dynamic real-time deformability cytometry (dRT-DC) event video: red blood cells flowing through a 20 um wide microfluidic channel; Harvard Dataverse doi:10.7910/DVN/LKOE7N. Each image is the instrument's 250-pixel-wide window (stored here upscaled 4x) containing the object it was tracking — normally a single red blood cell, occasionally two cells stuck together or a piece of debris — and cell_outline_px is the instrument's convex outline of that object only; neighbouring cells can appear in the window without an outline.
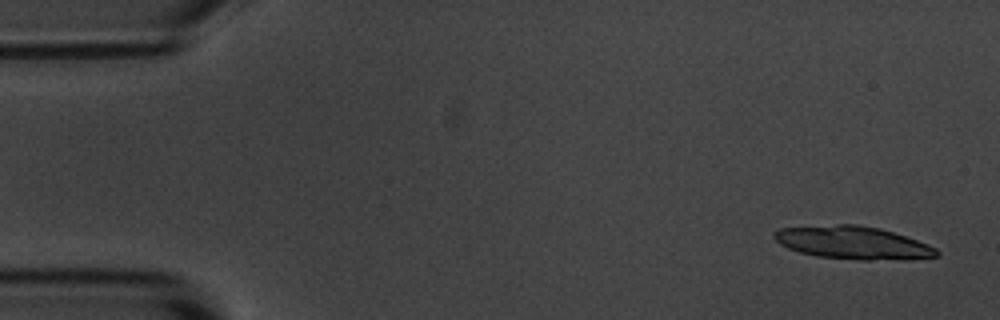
{"species": "common noctule bat (a hibernating species)", "species_latin": "Nyctalus noctula", "temperature_condition": "room temperature", "stored_images_in_passage": 7, "camera_frame_rate_fps": 3000, "um_per_image_px": 0.085, "animal": {"sex": "male", "body_mass_g": 20.1, "forearm_length_mm": 53.5}, "frame": {"image": 1, "passage_image": 1, "time_ms": 0.0, "image_size_px": [1000, 320], "cell_outline_px": [[940, 256], [904, 260], [860, 260], [816, 256], [800, 252], [788, 248], [780, 244], [772, 236], [772, 232], [780, 228], [836, 224], [856, 224], [880, 228], [928, 244], [936, 248], [940, 252]], "centroid_in_image_um": [72.51, 20.64], "position_along_channel_um": 12.5, "area_um2": 31.33}}